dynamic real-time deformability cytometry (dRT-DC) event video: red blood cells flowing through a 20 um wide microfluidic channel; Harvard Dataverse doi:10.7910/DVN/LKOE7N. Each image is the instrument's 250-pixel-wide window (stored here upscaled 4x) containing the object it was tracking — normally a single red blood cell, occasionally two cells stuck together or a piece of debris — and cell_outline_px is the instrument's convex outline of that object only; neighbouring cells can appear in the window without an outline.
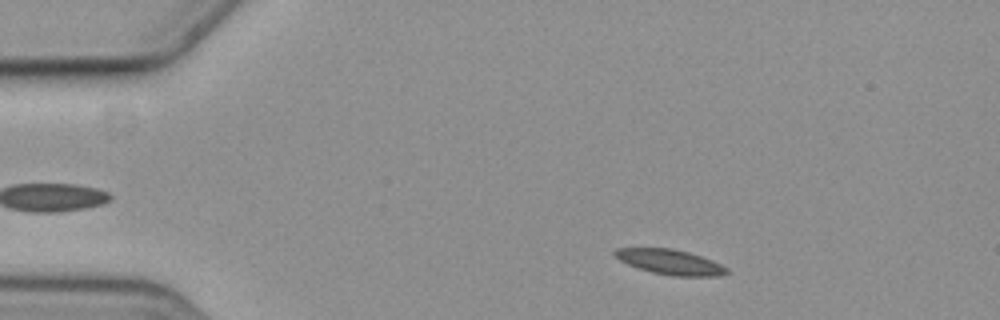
{"species": "common noctule bat (a hibernating species)", "species_latin": "Nyctalus noctula", "temperature_condition": "cold", "stored_images_in_passage": 14, "camera_frame_rate_fps": 3000, "um_per_image_px": 0.085, "animal": {"sex": "female", "body_mass_g": 19.3, "forearm_length_mm": 54.1}, "frame": {"image": 1, "passage_image": 6, "time_ms": 1.667, "image_size_px": [1000, 320], "cell_outline_px": [[728, 272], [720, 276], [672, 276], [652, 272], [628, 264], [620, 260], [612, 252], [616, 248], [672, 248], [688, 252], [712, 260], [728, 268]], "centroid_in_image_um": [56.97, 22.27], "position_along_channel_um": 28.0, "area_um2": 16.18}}